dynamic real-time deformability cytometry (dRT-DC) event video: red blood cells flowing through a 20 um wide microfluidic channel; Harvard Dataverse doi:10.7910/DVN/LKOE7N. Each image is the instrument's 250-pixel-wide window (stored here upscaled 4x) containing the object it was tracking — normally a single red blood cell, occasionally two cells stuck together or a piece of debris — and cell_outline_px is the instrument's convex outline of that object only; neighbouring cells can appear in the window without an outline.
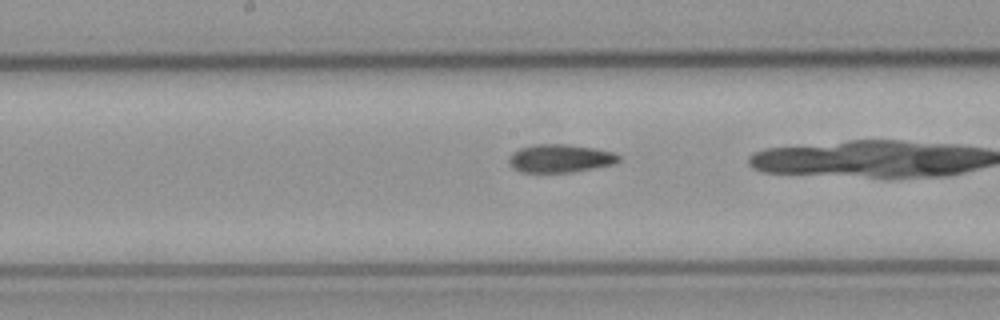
{"species": "common noctule bat (a hibernating species)", "species_latin": "Nyctalus noctula", "temperature_condition": "cold", "stored_images_in_passage": 39, "camera_frame_rate_fps": 3000, "um_per_image_px": 0.085, "animal": {"sex": "male", "body_mass_g": 23.1, "forearm_length_mm": 52.7}, "frame": {"image": 1, "passage_image": 25, "time_ms": 8.0, "image_size_px": [1000, 320], "cell_outline_px": [[620, 160], [612, 164], [572, 172], [520, 172], [512, 168], [508, 164], [508, 156], [512, 152], [520, 148], [540, 144], [568, 144], [592, 148], [612, 152], [620, 156]], "centroid_in_image_um": [47.55, 13.47], "position_along_channel_um": 200.7, "area_um2": 17.92}}
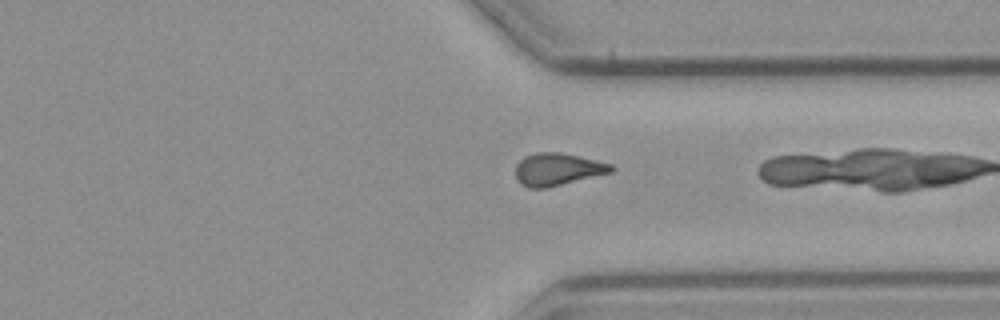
{"frame": {"image": 2, "passage_image": 38, "time_ms": 12.333, "image_size_px": [1000, 320], "cell_outline_px": [[616, 168], [612, 172], [548, 188], [528, 188], [520, 184], [516, 176], [516, 164], [524, 156], [536, 152], [560, 152], [612, 164]], "centroid_in_image_um": [47.38, 14.4], "position_along_channel_um": 364.0, "area_um2": 18.15}}